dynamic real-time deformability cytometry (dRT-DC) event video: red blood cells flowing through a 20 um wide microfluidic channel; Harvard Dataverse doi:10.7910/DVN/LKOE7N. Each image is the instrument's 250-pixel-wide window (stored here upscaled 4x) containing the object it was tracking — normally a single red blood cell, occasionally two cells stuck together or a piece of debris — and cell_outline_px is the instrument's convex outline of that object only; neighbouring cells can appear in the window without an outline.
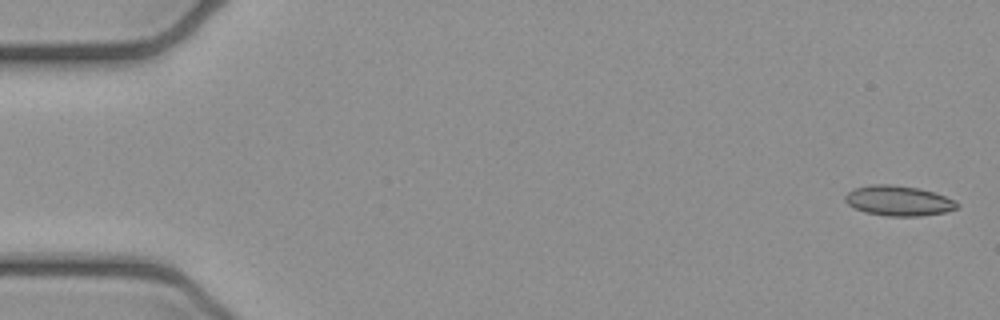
{"species": "common noctule bat (a hibernating species)", "species_latin": "Nyctalus noctula", "temperature_condition": "cold", "stored_images_in_passage": 4, "camera_frame_rate_fps": 3000, "um_per_image_px": 0.085, "animal": {"sex": "female", "body_mass_g": 21.9}, "frame": {"image": 1, "passage_image": 1, "time_ms": 0.0, "image_size_px": [1000, 320], "cell_outline_px": [[960, 204], [956, 208], [944, 212], [920, 216], [888, 216], [864, 212], [848, 204], [844, 200], [844, 196], [852, 188], [872, 184], [892, 184], [920, 188], [956, 200]], "centroid_in_image_um": [76.35, 17.05], "position_along_channel_um": 8.7, "area_um2": 19.71}}
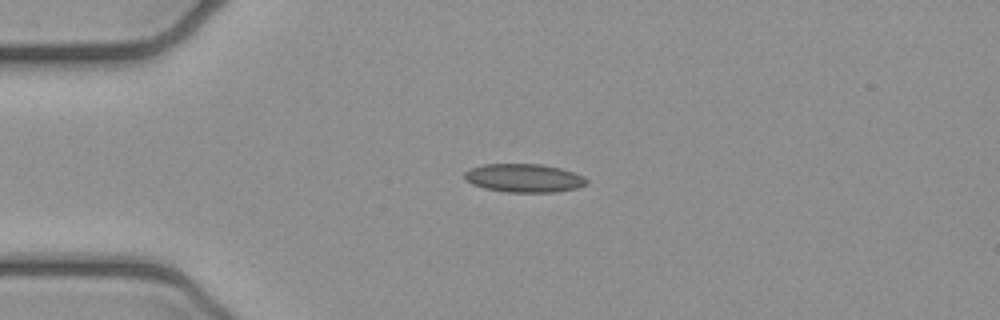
{"frame": {"image": 2, "passage_image": 4, "time_ms": 1.0, "image_size_px": [1000, 320], "cell_outline_px": [[588, 184], [576, 188], [556, 192], [504, 192], [484, 188], [472, 184], [464, 176], [464, 172], [468, 168], [484, 164], [540, 164], [560, 168], [584, 176], [588, 180]], "centroid_in_image_um": [44.53, 15.13], "position_along_channel_um": 40.5, "area_um2": 20.29}}